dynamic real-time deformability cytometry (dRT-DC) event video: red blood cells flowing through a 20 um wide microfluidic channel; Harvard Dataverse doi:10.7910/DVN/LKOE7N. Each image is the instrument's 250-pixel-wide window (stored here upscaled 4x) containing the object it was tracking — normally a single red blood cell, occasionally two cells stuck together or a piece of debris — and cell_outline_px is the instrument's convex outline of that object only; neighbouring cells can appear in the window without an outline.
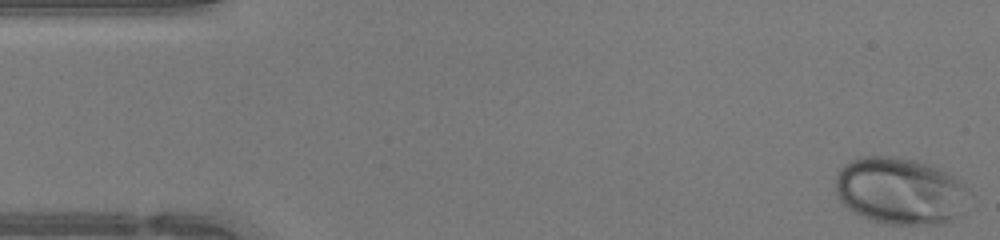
{"species": "human", "species_latin": "Homo sapiens", "temperature_condition": "warm", "stored_images_in_passage": 46, "camera_frame_rate_fps": 3000, "um_per_image_px": 0.085, "donor": {"sex": "female"}, "frame": {"image": 1, "passage_image": 1, "time_ms": 0.0, "image_size_px": [1000, 240], "cell_outline_px": [[976, 204], [968, 212], [948, 224], [888, 224], [852, 212], [836, 196], [836, 176], [840, 168], [844, 164], [856, 156], [896, 156], [916, 160], [932, 164], [940, 168], [964, 184], [972, 192]], "centroid_in_image_um": [76.66, 16.24], "position_along_channel_um": 8.3, "area_um2": 53.93}}
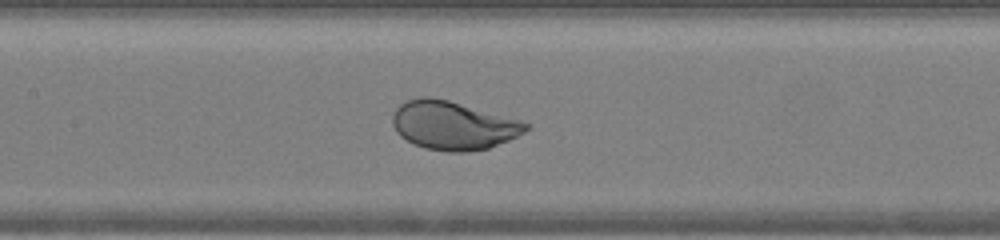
{"frame": {"image": 2, "passage_image": 21, "time_ms": 6.667, "image_size_px": [1000, 240], "cell_outline_px": [[532, 128], [508, 140], [488, 148], [464, 152], [448, 152], [424, 148], [400, 136], [396, 132], [392, 124], [392, 116], [396, 108], [400, 104], [408, 100], [420, 96], [428, 96], [448, 100], [520, 120], [532, 124]], "centroid_in_image_um": [38.51, 10.66], "position_along_channel_um": 168.9, "area_um2": 37.63}}
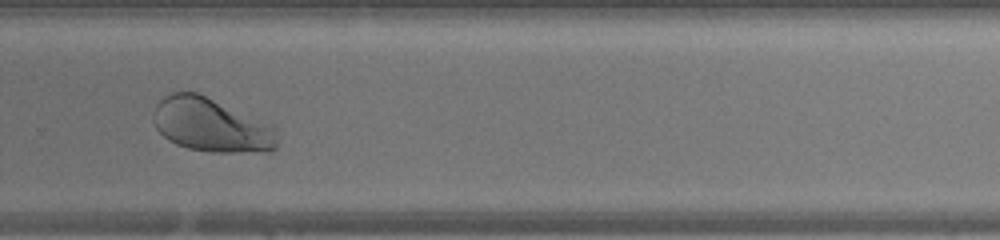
{"frame": {"image": 3, "passage_image": 31, "time_ms": 10.0, "image_size_px": [1000, 240], "cell_outline_px": [[276, 148], [272, 152], [212, 152], [188, 148], [176, 144], [168, 140], [156, 128], [152, 120], [152, 116], [156, 104], [164, 96], [172, 92], [196, 92], [276, 124]], "centroid_in_image_um": [18.0, 10.63], "position_along_channel_um": 311.8, "area_um2": 39.54}, "authors_computed_cell_mechanics": {"area_um2": 43.0032, "velocity_mm_per_s": 4.3121, "shape_relaxation_time_tau1_ms": 2.7192, "shape_relaxation_time_tau2_ms": null, "deformation_change_tau1": 0.1512, "deformation_change_tau2": null}}